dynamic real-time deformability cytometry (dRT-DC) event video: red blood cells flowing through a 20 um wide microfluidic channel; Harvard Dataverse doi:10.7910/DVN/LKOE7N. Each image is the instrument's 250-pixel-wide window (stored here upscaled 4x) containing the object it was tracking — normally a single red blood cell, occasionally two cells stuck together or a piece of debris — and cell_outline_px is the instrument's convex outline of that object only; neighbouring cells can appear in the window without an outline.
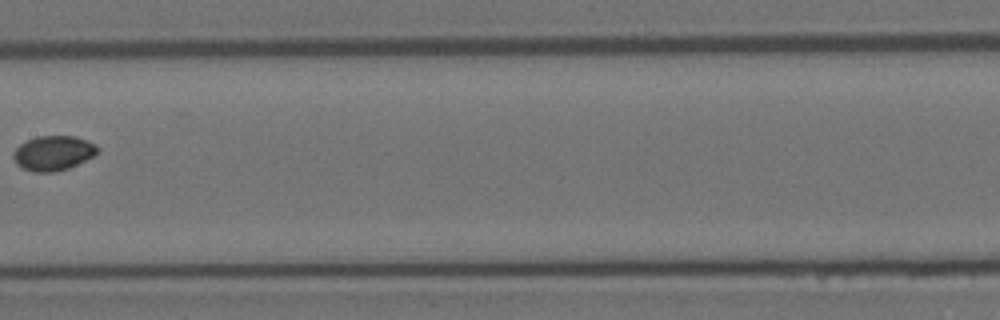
{"species": "Egyptian fruit bat (a non-hibernating species)", "species_latin": "Rousettus aegyptiacus", "temperature_condition": "room temperature", "stored_images_in_passage": 9, "camera_frame_rate_fps": 3000, "um_per_image_px": 0.085, "animal": {"sex": "female"}, "frame": {"image": 1, "passage_image": 8, "time_ms": 2.333, "image_size_px": [1000, 320], "cell_outline_px": [[96, 152], [92, 156], [68, 168], [52, 172], [32, 172], [16, 164], [12, 156], [12, 152], [20, 144], [36, 136], [76, 136], [96, 144]], "centroid_in_image_um": [4.47, 13.0], "position_along_channel_um": 202.9, "area_um2": 16.82}}
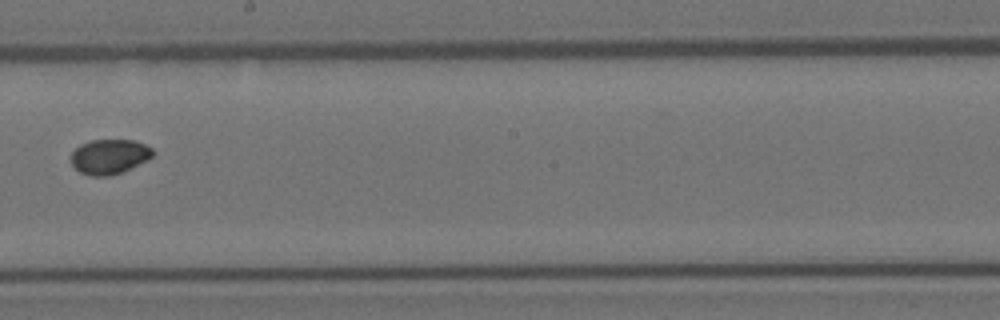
{"frame": {"image": 2, "passage_image": 9, "time_ms": 2.667, "image_size_px": [1000, 320], "cell_outline_px": [[152, 156], [124, 172], [108, 176], [88, 176], [80, 172], [72, 164], [72, 152], [80, 144], [92, 140], [132, 140], [144, 144], [152, 148]], "centroid_in_image_um": [9.27, 13.32], "position_along_channel_um": 238.9, "area_um2": 16.42}}